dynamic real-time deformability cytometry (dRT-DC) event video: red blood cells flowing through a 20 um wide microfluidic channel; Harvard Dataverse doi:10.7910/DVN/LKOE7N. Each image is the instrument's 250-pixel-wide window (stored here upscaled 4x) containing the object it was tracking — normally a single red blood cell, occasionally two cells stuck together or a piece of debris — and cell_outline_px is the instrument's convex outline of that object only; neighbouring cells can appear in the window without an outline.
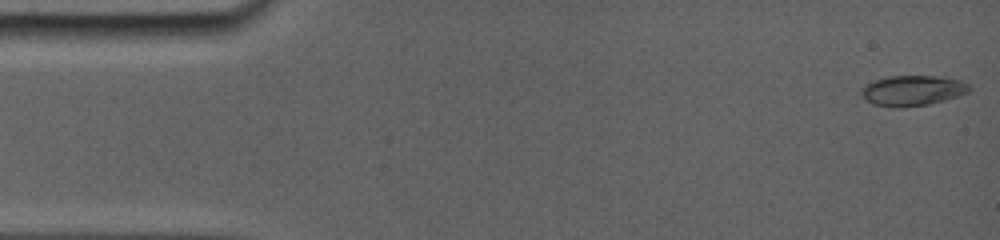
{"species": "common noctule bat (a hibernating species)", "species_latin": "Nyctalus noctula", "temperature_condition": "room temperature", "stored_images_in_passage": 53, "camera_frame_rate_fps": 5000, "um_per_image_px": 0.085, "animal": {"sex": "female", "body_mass_g": 19.0, "forearm_length_mm": 56.7}, "frame": {"image": 1, "passage_image": 1, "time_ms": 0.0, "image_size_px": [1000, 240], "cell_outline_px": [[972, 88], [968, 92], [944, 100], [928, 104], [876, 104], [868, 100], [860, 92], [860, 88], [872, 80], [888, 76], [936, 76], [960, 80], [968, 84]], "centroid_in_image_um": [77.6, 7.63], "position_along_channel_um": 7.4, "area_um2": 18.15}}
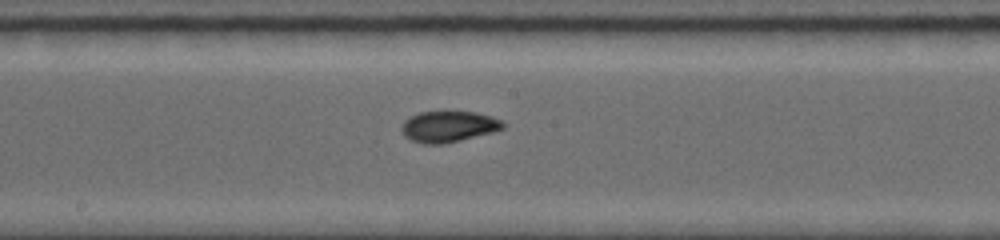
{"frame": {"image": 2, "passage_image": 28, "time_ms": 8.4, "image_size_px": [1000, 240], "cell_outline_px": [[504, 128], [492, 132], [440, 144], [424, 144], [412, 140], [404, 136], [400, 128], [404, 120], [420, 112], [472, 112], [488, 116], [500, 120], [504, 124]], "centroid_in_image_um": [38.06, 10.76], "position_along_channel_um": 210.1, "area_um2": 17.86}}
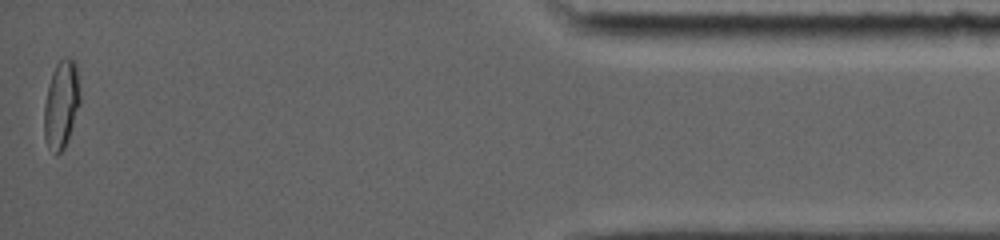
{"frame": {"image": 3, "passage_image": 53, "time_ms": 15.8, "image_size_px": [1000, 240], "cell_outline_px": [[80, 104], [68, 140], [64, 148], [56, 156], [48, 148], [44, 136], [44, 104], [48, 84], [52, 72], [56, 64], [60, 60], [68, 56], [76, 64], [80, 96]], "centroid_in_image_um": [5.2, 8.9], "position_along_channel_um": 430.0, "area_um2": 18.55}, "authors_computed_cell_mechanics": {"area_um2": 17.7446, "velocity_mm_per_s": 3.8624, "shape_relaxation_time_tau1_ms": null, "shape_relaxation_time_tau2_ms": 0.9604, "deformation_change_tau1": null, "deformation_change_tau2": 0.0464}}